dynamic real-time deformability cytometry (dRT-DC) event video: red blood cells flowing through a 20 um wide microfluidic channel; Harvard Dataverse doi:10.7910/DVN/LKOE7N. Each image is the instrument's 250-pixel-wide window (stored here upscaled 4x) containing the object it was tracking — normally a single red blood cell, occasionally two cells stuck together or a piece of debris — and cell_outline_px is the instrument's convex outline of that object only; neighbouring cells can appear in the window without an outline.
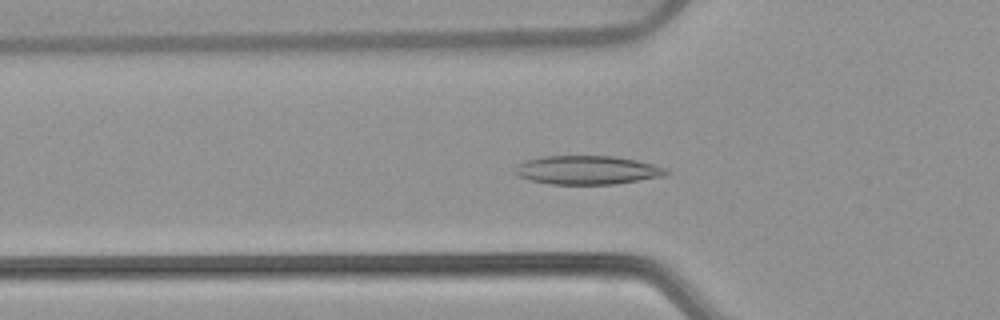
{"species": "common noctule bat (a hibernating species)", "species_latin": "Nyctalus noctula", "temperature_condition": "warm", "stored_images_in_passage": 54, "camera_frame_rate_fps": 3000, "um_per_image_px": 0.085, "animal": {"sex": "female", "body_mass_g": 22.7, "forearm_length_mm": 54.2}, "frame": {"image": 1, "passage_image": 18, "time_ms": 5.667, "image_size_px": [1000, 320], "cell_outline_px": [[672, 172], [668, 176], [616, 184], [548, 184], [516, 176], [512, 172], [516, 164], [524, 160], [540, 156], [616, 156], [636, 160], [668, 168]], "centroid_in_image_um": [49.93, 14.45], "position_along_channel_um": 75.9, "area_um2": 25.89}}
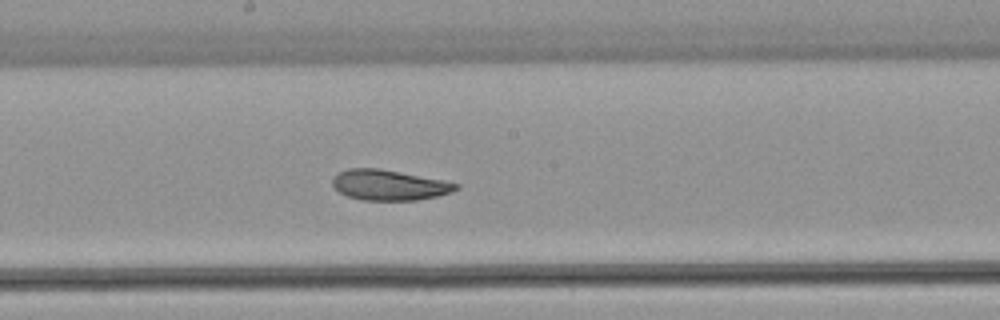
{"frame": {"image": 2, "passage_image": 29, "time_ms": 9.333, "image_size_px": [1000, 320], "cell_outline_px": [[460, 188], [452, 192], [436, 196], [416, 200], [360, 200], [348, 196], [340, 192], [332, 184], [332, 176], [348, 168], [380, 168], [444, 180], [460, 184]], "centroid_in_image_um": [33.08, 15.72], "position_along_channel_um": 215.1, "area_um2": 21.96}}
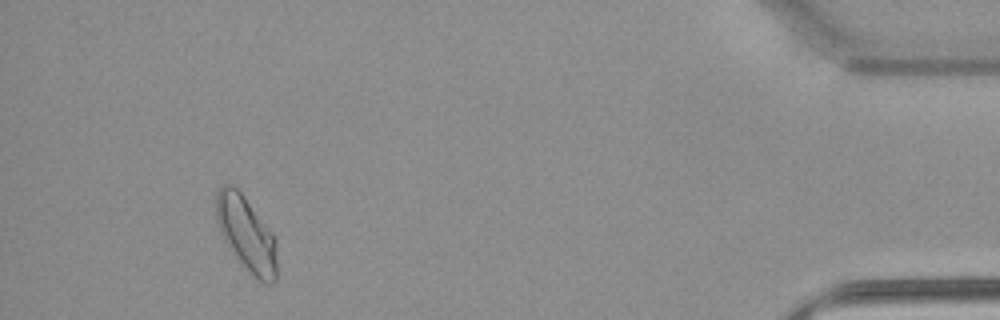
{"frame": {"image": 3, "passage_image": 50, "time_ms": 16.333, "image_size_px": [1000, 320], "cell_outline_px": [[276, 280], [272, 284], [268, 284], [260, 280], [248, 272], [240, 264], [228, 248], [216, 224], [216, 192], [224, 184], [232, 184], [244, 196], [272, 232], [276, 240]], "centroid_in_image_um": [20.92, 19.89], "position_along_channel_um": 414.3, "area_um2": 26.65}, "authors_computed_cell_mechanics": {"area_um2": 24.0159, "velocity_mm_per_s": 3.7835, "shape_relaxation_time_tau1_ms": 6.0252, "shape_relaxation_time_tau2_ms": 2.6084, "deformation_change_tau1": 0.1519, "deformation_change_tau2": 0.0833}}